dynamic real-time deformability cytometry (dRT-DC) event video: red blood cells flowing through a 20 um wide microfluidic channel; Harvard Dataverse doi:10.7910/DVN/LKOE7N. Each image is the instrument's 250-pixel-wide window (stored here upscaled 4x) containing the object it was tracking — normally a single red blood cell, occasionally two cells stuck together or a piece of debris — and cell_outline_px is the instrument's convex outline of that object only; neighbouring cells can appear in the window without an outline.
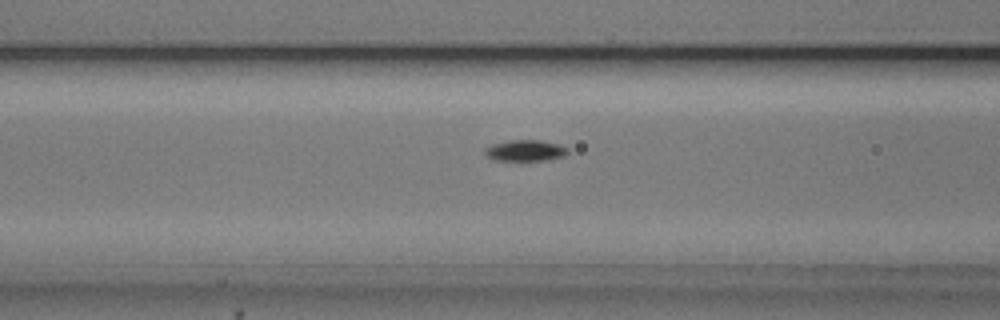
{"species": "common noctule bat (a hibernating species)", "species_latin": "Nyctalus noctula", "temperature_condition": "cold", "stored_images_in_passage": 38, "camera_frame_rate_fps": 3000, "um_per_image_px": 0.085, "animal": {"sex": "male", "body_mass_g": 20.5, "forearm_length_mm": 52.5}, "frame": {"image": 1, "passage_image": 5, "time_ms": 1.333, "image_size_px": [1000, 320], "cell_outline_px": [[568, 152], [564, 156], [544, 160], [496, 160], [488, 156], [484, 152], [484, 148], [492, 144], [512, 140], [540, 140], [560, 144], [568, 148]], "centroid_in_image_um": [44.67, 12.78], "position_along_channel_um": 121.9, "area_um2": 10.12}}
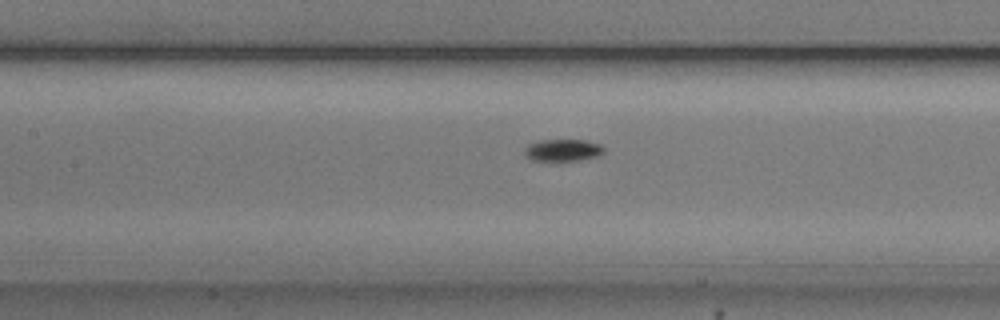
{"frame": {"image": 2, "passage_image": 8, "time_ms": 2.333, "image_size_px": [1000, 320], "cell_outline_px": [[604, 152], [600, 156], [580, 160], [532, 160], [524, 152], [524, 148], [528, 144], [540, 140], [584, 140], [600, 144], [604, 148]], "centroid_in_image_um": [47.87, 12.75], "position_along_channel_um": 159.5, "area_um2": 10.12}}
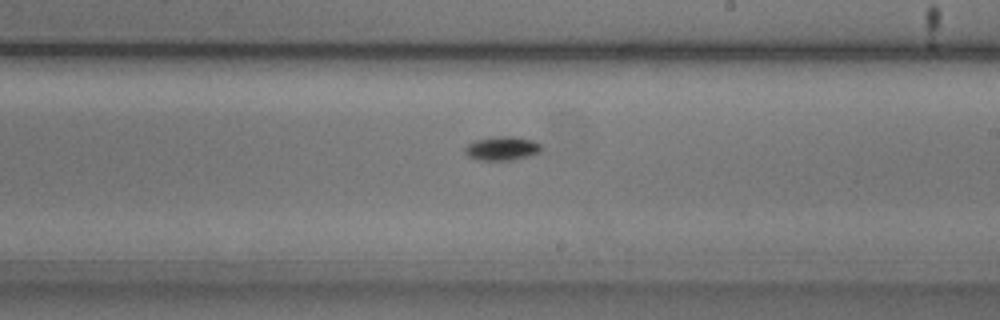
{"frame": {"image": 3, "passage_image": 15, "time_ms": 4.667, "image_size_px": [1000, 320], "cell_outline_px": [[540, 152], [528, 156], [512, 160], [480, 160], [468, 156], [464, 152], [464, 148], [468, 144], [476, 140], [504, 136], [512, 136], [532, 140], [540, 144]], "centroid_in_image_um": [42.66, 12.62], "position_along_channel_um": 246.3, "area_um2": 10.4}}